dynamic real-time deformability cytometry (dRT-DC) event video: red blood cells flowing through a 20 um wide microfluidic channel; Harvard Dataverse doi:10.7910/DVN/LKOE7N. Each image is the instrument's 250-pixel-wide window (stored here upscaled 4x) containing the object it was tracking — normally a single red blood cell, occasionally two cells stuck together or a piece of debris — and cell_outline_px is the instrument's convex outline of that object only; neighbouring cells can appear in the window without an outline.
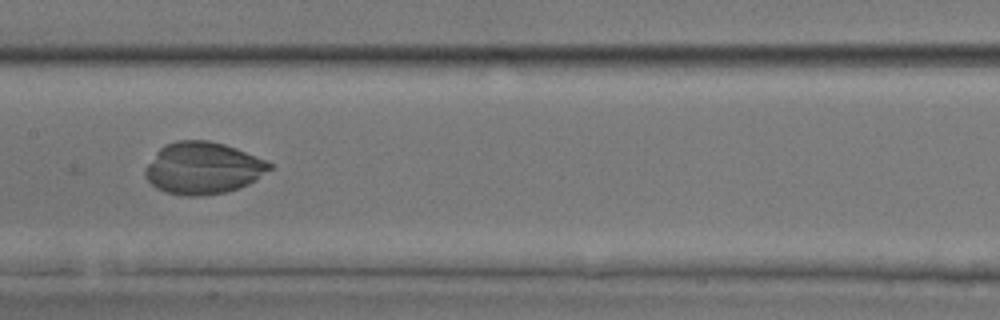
{"species": "common noctule bat (a hibernating species)", "species_latin": "Nyctalus noctula", "temperature_condition": "room temperature", "stored_images_in_passage": 49, "camera_frame_rate_fps": 3000, "um_per_image_px": 0.085, "animal": {"sex": "male", "body_mass_g": 17.9, "forearm_length_mm": 54.2}, "frame": {"image": 1, "passage_image": 25, "time_ms": 8.0, "image_size_px": [1000, 320], "cell_outline_px": [[272, 168], [256, 180], [248, 184], [224, 192], [200, 196], [188, 196], [164, 192], [156, 188], [144, 176], [144, 172], [148, 164], [156, 152], [164, 144], [176, 140], [208, 140], [224, 144], [236, 148], [268, 160], [272, 164]], "centroid_in_image_um": [17.25, 14.28], "position_along_channel_um": 190.1, "area_um2": 37.69}}
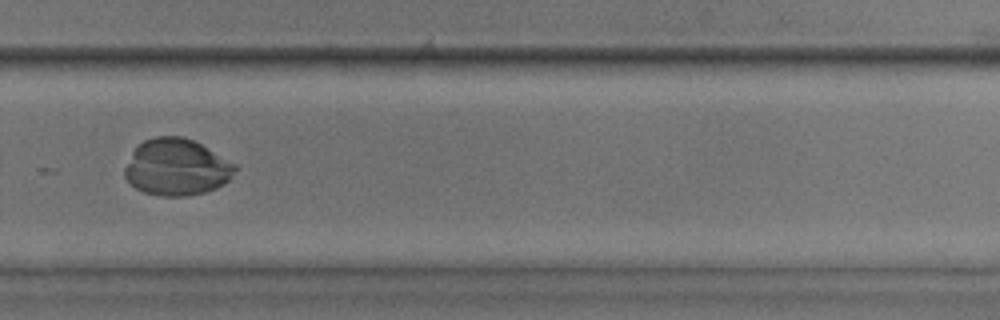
{"frame": {"image": 2, "passage_image": 34, "time_ms": 11.0, "image_size_px": [1000, 320], "cell_outline_px": [[236, 168], [228, 180], [224, 184], [216, 188], [204, 192], [188, 196], [160, 196], [144, 192], [136, 188], [124, 176], [124, 168], [136, 144], [144, 140], [156, 136], [184, 136], [200, 144], [236, 164]], "centroid_in_image_um": [14.98, 14.21], "position_along_channel_um": 314.8, "area_um2": 36.36}}
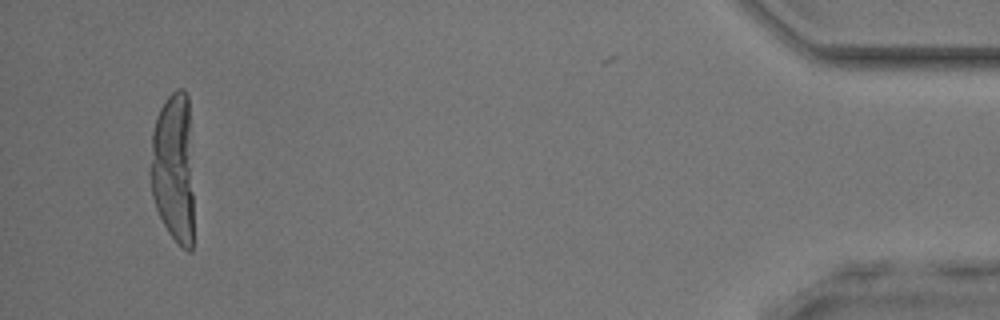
{"frame": {"image": 3, "passage_image": 47, "time_ms": 15.333, "image_size_px": [1000, 320], "cell_outline_px": [[192, 252], [188, 252], [168, 232], [156, 208], [152, 196], [152, 132], [156, 116], [160, 108], [168, 96], [176, 88], [184, 88], [188, 96], [192, 192]], "centroid_in_image_um": [14.75, 14.24], "position_along_channel_um": 420.5, "area_um2": 37.22}}